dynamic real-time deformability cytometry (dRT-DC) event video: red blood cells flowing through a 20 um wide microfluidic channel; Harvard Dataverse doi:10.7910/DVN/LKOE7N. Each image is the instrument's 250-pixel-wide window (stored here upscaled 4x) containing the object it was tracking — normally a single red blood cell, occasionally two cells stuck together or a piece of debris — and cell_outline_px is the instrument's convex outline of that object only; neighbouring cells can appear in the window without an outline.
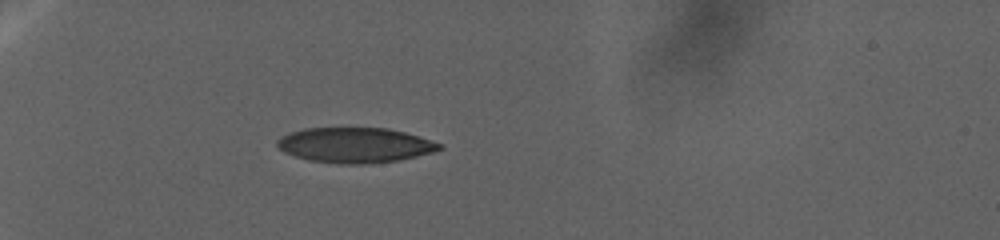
{"species": "human", "species_latin": "Homo sapiens", "temperature_condition": "warm", "stored_images_in_passage": 8, "camera_frame_rate_fps": 3000, "um_per_image_px": 0.085, "donor": {"sex": "female"}, "frame": {"image": 1, "passage_image": 1, "time_ms": 0.0, "image_size_px": [1000, 240], "cell_outline_px": [[444, 148], [432, 152], [416, 156], [396, 160], [360, 164], [340, 164], [308, 160], [284, 152], [276, 144], [276, 140], [280, 136], [288, 132], [304, 128], [388, 128], [404, 132], [440, 144]], "centroid_in_image_um": [30.1, 12.33], "position_along_channel_um": 54.9, "area_um2": 32.95}}